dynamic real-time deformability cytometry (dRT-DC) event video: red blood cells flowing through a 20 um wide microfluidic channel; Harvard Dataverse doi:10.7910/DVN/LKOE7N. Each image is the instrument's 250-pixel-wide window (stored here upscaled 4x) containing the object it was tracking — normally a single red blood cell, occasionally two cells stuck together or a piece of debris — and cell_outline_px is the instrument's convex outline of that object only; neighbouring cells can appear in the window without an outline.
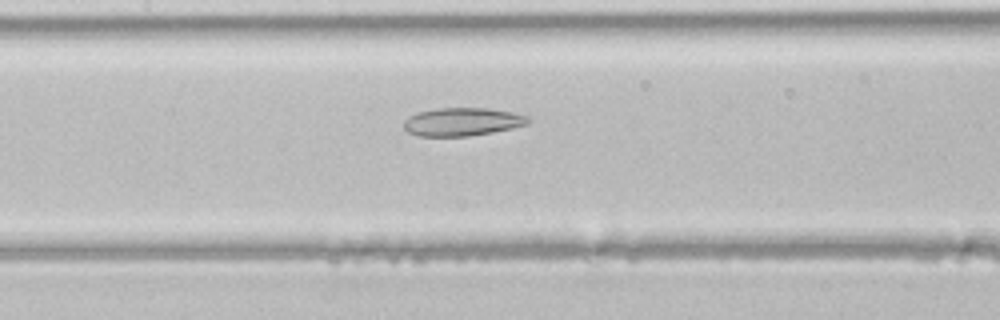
{"species": "common noctule bat (a hibernating species)", "species_latin": "Nyctalus noctula", "temperature_condition": "room temperature", "stored_images_in_passage": 43, "segment_of_instrument_passage": [1, 2], "camera_frame_rate_fps": 3000, "um_per_image_px": 0.085, "animal": {"sex": "male", "body_mass_g": 21.5, "forearm_length_mm": 52.0}, "frame": {"image": 1, "passage_image": 20, "time_ms": 6.333, "image_size_px": [1000, 320], "cell_outline_px": [[532, 120], [528, 124], [512, 128], [492, 132], [468, 136], [420, 136], [408, 132], [404, 128], [404, 120], [408, 116], [416, 112], [436, 108], [488, 108], [512, 112], [528, 116]], "centroid_in_image_um": [39.29, 10.34], "position_along_channel_um": 168.1, "area_um2": 20.52}}
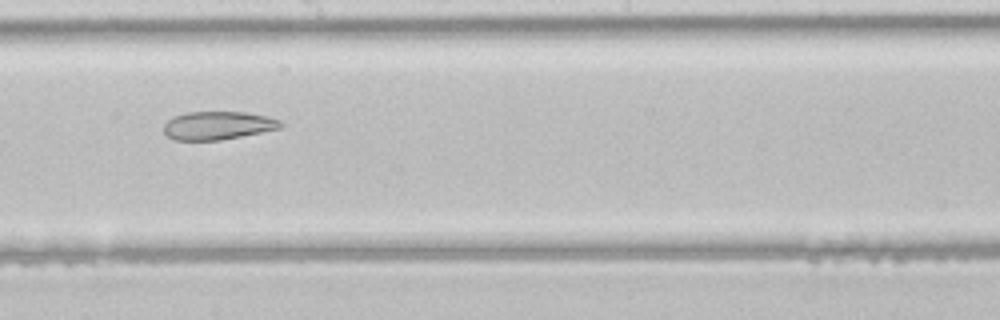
{"frame": {"image": 2, "passage_image": 24, "time_ms": 7.667, "image_size_px": [1000, 320], "cell_outline_px": [[284, 124], [280, 128], [220, 140], [172, 140], [164, 132], [164, 124], [172, 116], [188, 112], [248, 112], [268, 116], [280, 120]], "centroid_in_image_um": [18.51, 10.66], "position_along_channel_um": 229.7, "area_um2": 19.25}}
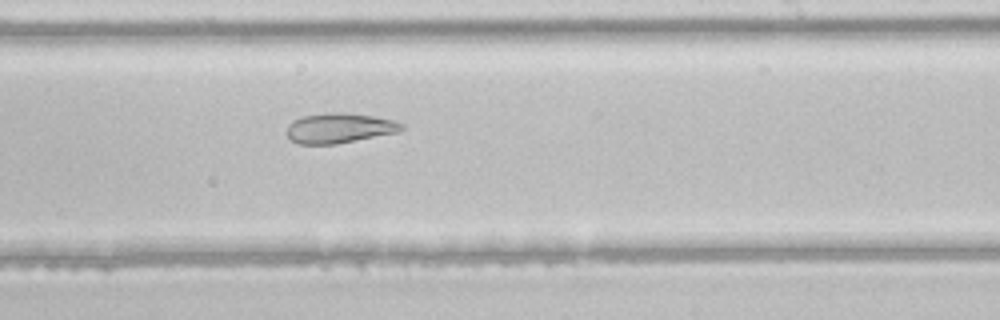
{"frame": {"image": 3, "passage_image": 26, "time_ms": 8.333, "image_size_px": [1000, 320], "cell_outline_px": [[404, 128], [400, 132], [336, 144], [300, 144], [292, 140], [284, 132], [288, 124], [292, 120], [300, 116], [324, 112], [344, 112], [372, 116], [392, 120], [404, 124]], "centroid_in_image_um": [28.8, 10.88], "position_along_channel_um": 260.2, "area_um2": 20.4}}